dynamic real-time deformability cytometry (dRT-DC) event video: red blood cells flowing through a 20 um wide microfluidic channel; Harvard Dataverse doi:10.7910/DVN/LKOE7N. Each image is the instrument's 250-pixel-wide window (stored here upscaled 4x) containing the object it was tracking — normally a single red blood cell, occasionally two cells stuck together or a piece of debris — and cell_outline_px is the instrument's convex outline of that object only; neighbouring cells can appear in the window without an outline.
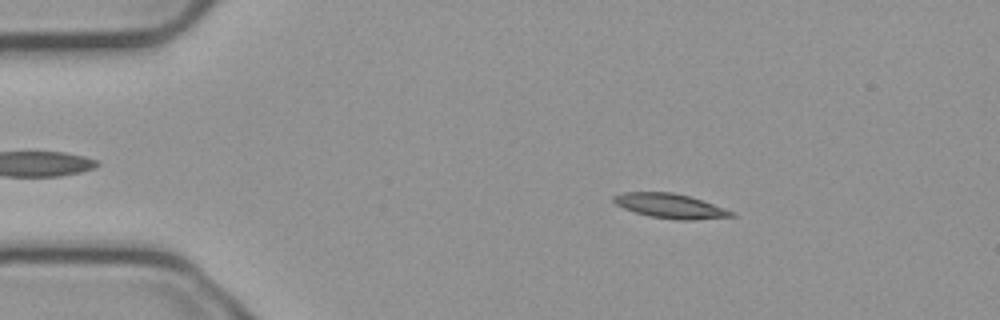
{"species": "common noctule bat (a hibernating species)", "species_latin": "Nyctalus noctula", "temperature_condition": "cold", "stored_images_in_passage": 54, "camera_frame_rate_fps": 3000, "um_per_image_px": 0.085, "animal": {"sex": "male", "body_mass_g": 23.1, "forearm_length_mm": 52.7}, "frame": {"image": 1, "passage_image": 9, "time_ms": 2.667, "image_size_px": [1000, 320], "cell_outline_px": [[736, 216], [696, 220], [676, 220], [648, 216], [624, 208], [616, 204], [612, 200], [612, 196], [624, 192], [672, 192], [688, 196], [736, 212]], "centroid_in_image_um": [56.97, 17.51], "position_along_channel_um": 28.0, "area_um2": 16.82}}
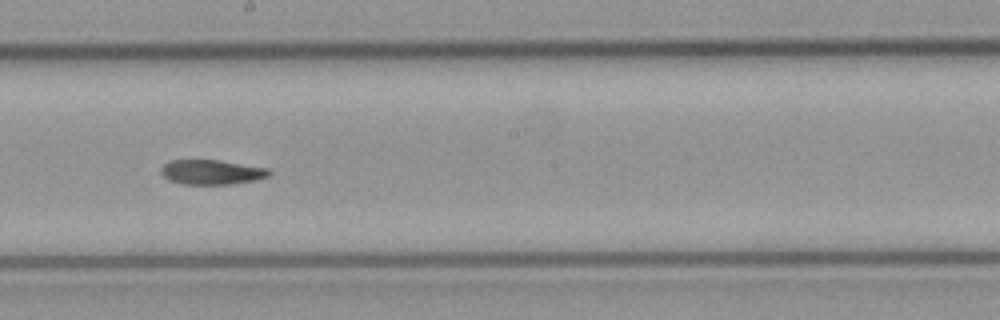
{"frame": {"image": 2, "passage_image": 30, "time_ms": 9.667, "image_size_px": [1000, 320], "cell_outline_px": [[272, 172], [268, 176], [256, 180], [232, 184], [180, 184], [168, 180], [160, 172], [160, 168], [164, 164], [172, 160], [220, 160], [268, 168]], "centroid_in_image_um": [17.98, 14.63], "position_along_channel_um": 230.2, "area_um2": 15.66}}
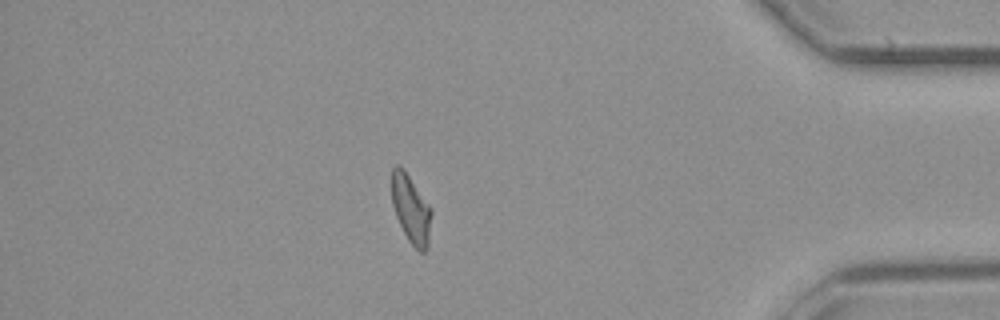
{"frame": {"image": 3, "passage_image": 47, "time_ms": 15.333, "image_size_px": [1000, 320], "cell_outline_px": [[432, 212], [428, 244], [424, 252], [420, 252], [408, 240], [396, 216], [392, 204], [392, 168], [396, 164], [404, 168], [432, 208]], "centroid_in_image_um": [34.94, 17.74], "position_along_channel_um": 400.3, "area_um2": 15.78}, "authors_computed_cell_mechanics": {"area_um2": 16.1551, "velocity_mm_per_s": 3.7325, "shape_relaxation_time_tau1_ms": null, "shape_relaxation_time_tau2_ms": 3.8374, "deformation_change_tau1": null, "deformation_change_tau2": 0.087}}